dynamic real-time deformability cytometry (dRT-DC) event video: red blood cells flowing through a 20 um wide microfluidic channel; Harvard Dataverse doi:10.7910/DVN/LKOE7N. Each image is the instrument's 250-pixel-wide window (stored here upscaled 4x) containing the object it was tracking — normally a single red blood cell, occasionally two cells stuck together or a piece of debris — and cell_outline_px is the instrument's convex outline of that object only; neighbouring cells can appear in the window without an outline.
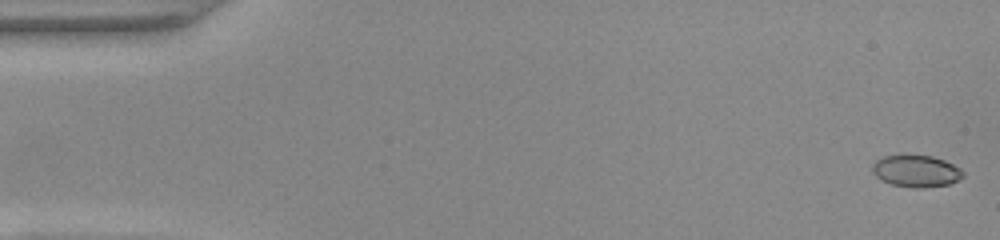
{"species": "common noctule bat (a hibernating species)", "species_latin": "Nyctalus noctula", "temperature_condition": "warm", "stored_images_in_passage": 50, "camera_frame_rate_fps": 3000, "um_per_image_px": 0.085, "animal": {"sex": "female", "body_mass_g": 22.0, "forearm_length_mm": 56.7}, "frame": {"image": 1, "passage_image": 1, "time_ms": 0.0, "image_size_px": [1000, 240], "cell_outline_px": [[964, 176], [948, 184], [924, 188], [912, 188], [892, 184], [880, 180], [872, 172], [872, 164], [876, 160], [884, 156], [932, 156], [944, 160], [960, 168], [964, 172]], "centroid_in_image_um": [77.86, 14.56], "position_along_channel_um": 7.1, "area_um2": 16.7}}
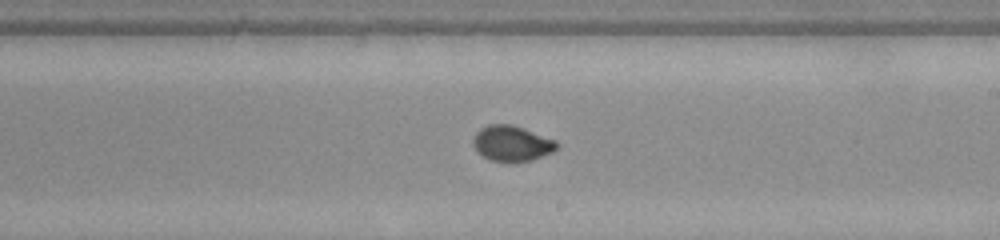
{"frame": {"image": 2, "passage_image": 29, "time_ms": 9.333, "image_size_px": [1000, 240], "cell_outline_px": [[560, 144], [552, 152], [532, 160], [492, 160], [476, 152], [472, 144], [472, 140], [476, 132], [480, 128], [488, 124], [512, 124], [556, 140]], "centroid_in_image_um": [43.48, 12.16], "position_along_channel_um": 245.5, "area_um2": 17.11}}
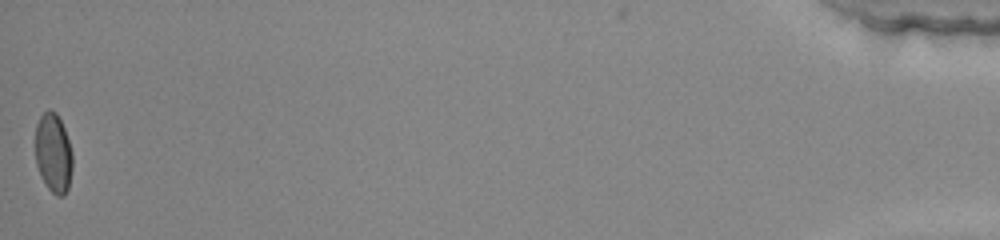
{"frame": {"image": 3, "passage_image": 50, "time_ms": 16.333, "image_size_px": [1000, 240], "cell_outline_px": [[72, 168], [68, 188], [64, 196], [56, 196], [48, 188], [40, 176], [36, 164], [36, 124], [40, 116], [48, 108], [56, 112], [64, 128], [72, 152]], "centroid_in_image_um": [4.53, 13.01], "position_along_channel_um": 430.7, "area_um2": 17.22}}